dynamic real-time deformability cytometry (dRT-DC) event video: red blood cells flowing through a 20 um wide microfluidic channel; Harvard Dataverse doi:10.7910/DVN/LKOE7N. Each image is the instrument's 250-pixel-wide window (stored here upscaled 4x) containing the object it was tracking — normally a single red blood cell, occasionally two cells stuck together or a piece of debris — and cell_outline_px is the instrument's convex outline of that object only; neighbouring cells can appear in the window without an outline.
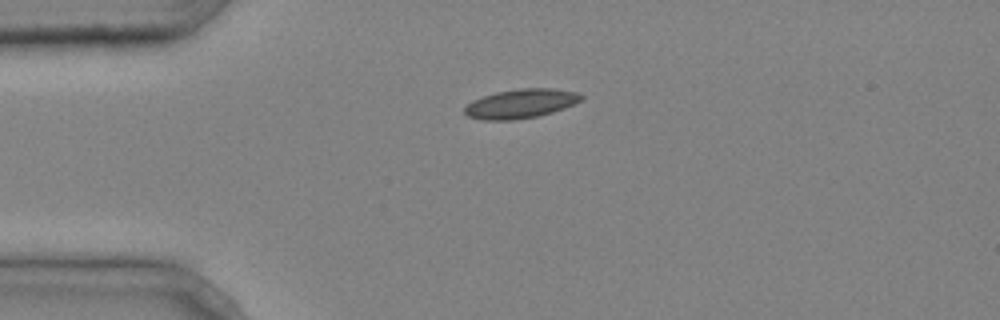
{"species": "common noctule bat (a hibernating species)", "species_latin": "Nyctalus noctula", "temperature_condition": "cold", "stored_images_in_passage": 1, "camera_frame_rate_fps": 3000, "um_per_image_px": 0.085, "animal": {"sex": "male", "body_mass_g": 20.4}, "frame": {"image": 1, "passage_image": 1, "time_ms": 0.0, "image_size_px": [1000, 320], "cell_outline_px": [[584, 96], [580, 100], [564, 108], [552, 112], [536, 116], [516, 120], [480, 120], [468, 116], [464, 112], [464, 108], [472, 100], [496, 92], [520, 88], [552, 88], [580, 92]], "centroid_in_image_um": [44.26, 8.8], "position_along_channel_um": 40.7, "area_um2": 19.83}}